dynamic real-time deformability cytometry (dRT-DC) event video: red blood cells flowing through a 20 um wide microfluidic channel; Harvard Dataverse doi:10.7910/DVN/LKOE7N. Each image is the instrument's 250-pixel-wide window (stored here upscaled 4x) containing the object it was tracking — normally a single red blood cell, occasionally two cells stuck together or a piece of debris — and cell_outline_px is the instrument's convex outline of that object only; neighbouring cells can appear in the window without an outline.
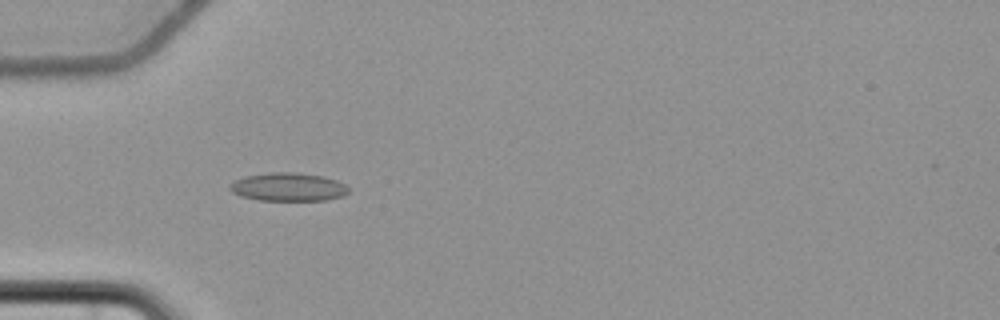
{"species": "common noctule bat (a hibernating species)", "species_latin": "Nyctalus noctula", "temperature_condition": "cold", "stored_images_in_passage": 4, "camera_frame_rate_fps": 3000, "um_per_image_px": 0.085, "animal": {"sex": "female", "body_mass_g": 22.7, "forearm_length_mm": 54.2}, "frame": {"image": 1, "passage_image": 4, "time_ms": 3.667, "image_size_px": [1000, 320], "cell_outline_px": [[348, 192], [344, 196], [324, 200], [260, 200], [240, 196], [232, 192], [228, 188], [236, 180], [244, 176], [268, 172], [296, 172], [324, 176], [336, 180], [344, 184], [348, 188]], "centroid_in_image_um": [24.5, 15.88], "position_along_channel_um": 60.5, "area_um2": 19.59}}